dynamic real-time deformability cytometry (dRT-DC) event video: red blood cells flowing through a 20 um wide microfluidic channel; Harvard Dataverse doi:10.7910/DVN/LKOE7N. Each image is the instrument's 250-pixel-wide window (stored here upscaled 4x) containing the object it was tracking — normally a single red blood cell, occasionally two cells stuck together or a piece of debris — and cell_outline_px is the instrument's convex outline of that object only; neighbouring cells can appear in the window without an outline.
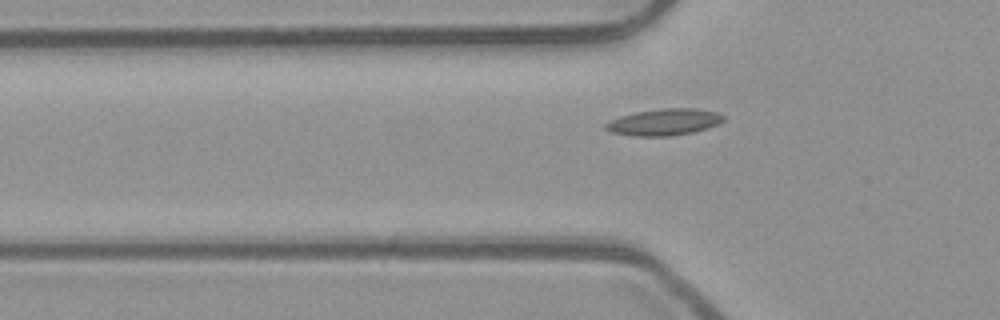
{"species": "common noctule bat (a hibernating species)", "species_latin": "Nyctalus noctula", "temperature_condition": "room temperature", "stored_images_in_passage": 40, "camera_frame_rate_fps": 3000, "um_per_image_px": 0.085, "animal": {"sex": "male", "body_mass_g": 23.1, "forearm_length_mm": 52.7}, "frame": {"image": 1, "passage_image": 3, "time_ms": 0.667, "image_size_px": [1000, 320], "cell_outline_px": [[724, 120], [708, 128], [692, 132], [672, 136], [636, 136], [612, 132], [604, 128], [604, 124], [608, 120], [620, 116], [636, 112], [660, 108], [696, 108], [716, 112], [724, 116]], "centroid_in_image_um": [56.42, 10.37], "position_along_channel_um": 69.4, "area_um2": 18.26}}
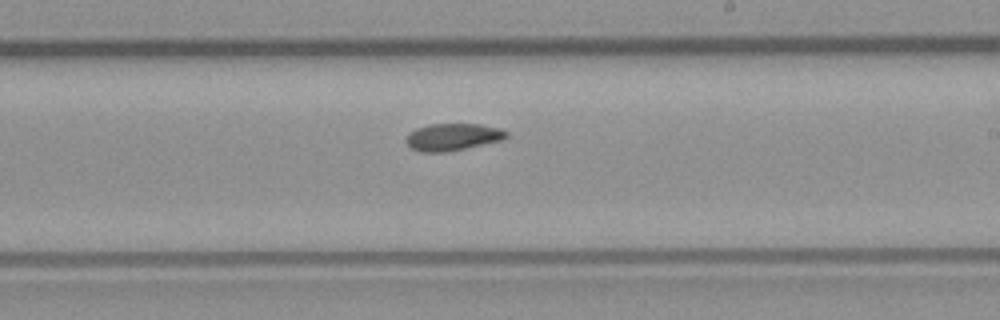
{"frame": {"image": 2, "passage_image": 17, "time_ms": 5.333, "image_size_px": [1000, 320], "cell_outline_px": [[508, 136], [500, 140], [464, 148], [444, 152], [420, 152], [412, 148], [404, 140], [416, 128], [428, 124], [480, 124], [500, 128], [508, 132]], "centroid_in_image_um": [38.47, 11.63], "position_along_channel_um": 250.5, "area_um2": 15.61}}
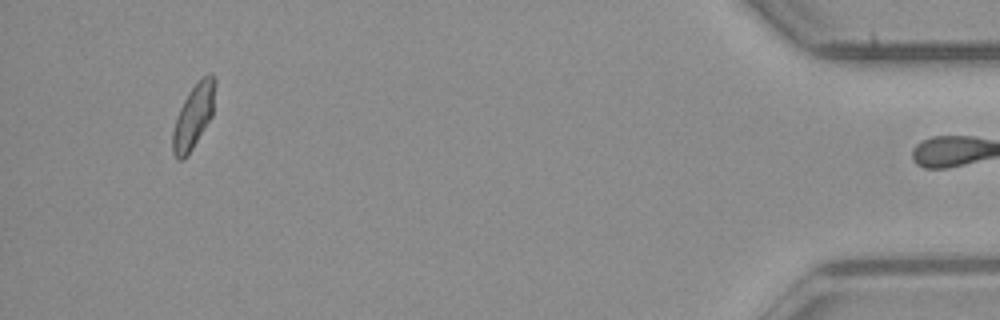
{"frame": {"image": 3, "passage_image": 36, "time_ms": 11.667, "image_size_px": [1000, 320], "cell_outline_px": [[216, 84], [212, 116], [192, 148], [184, 160], [176, 160], [172, 152], [172, 132], [176, 116], [188, 92], [208, 72], [212, 72], [216, 80]], "centroid_in_image_um": [16.44, 9.88], "position_along_channel_um": 418.8, "area_um2": 15.9}}